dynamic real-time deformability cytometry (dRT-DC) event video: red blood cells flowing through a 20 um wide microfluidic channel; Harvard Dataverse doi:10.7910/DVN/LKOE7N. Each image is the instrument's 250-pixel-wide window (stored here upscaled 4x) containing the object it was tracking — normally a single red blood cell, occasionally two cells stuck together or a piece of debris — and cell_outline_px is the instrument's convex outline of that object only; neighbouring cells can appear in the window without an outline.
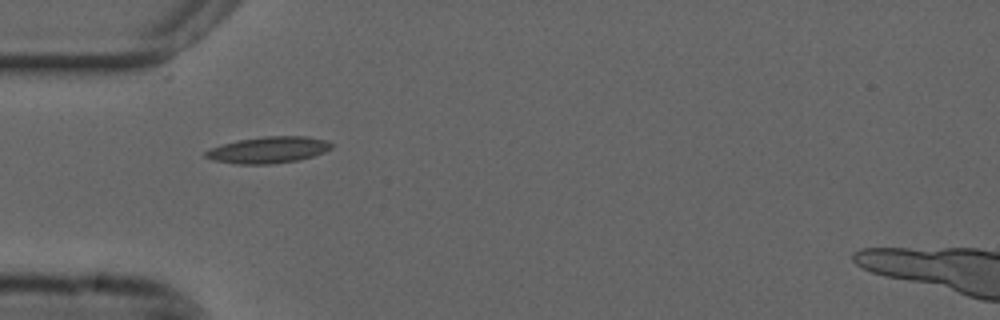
{"species": "common noctule bat (a hibernating species)", "species_latin": "Nyctalus noctula", "temperature_condition": "cold", "stored_images_in_passage": 39, "camera_frame_rate_fps": 3000, "um_per_image_px": 0.085, "animal": {"sex": "male", "forearm_length_mm": 52.5}, "frame": {"image": 1, "passage_image": 1, "time_ms": 0.0, "image_size_px": [1000, 320], "cell_outline_px": [[332, 148], [324, 152], [300, 160], [272, 164], [240, 164], [212, 160], [204, 156], [204, 152], [212, 148], [236, 140], [264, 136], [308, 136], [324, 140], [332, 144]], "centroid_in_image_um": [22.81, 12.74], "position_along_channel_um": 62.2, "area_um2": 19.36}}
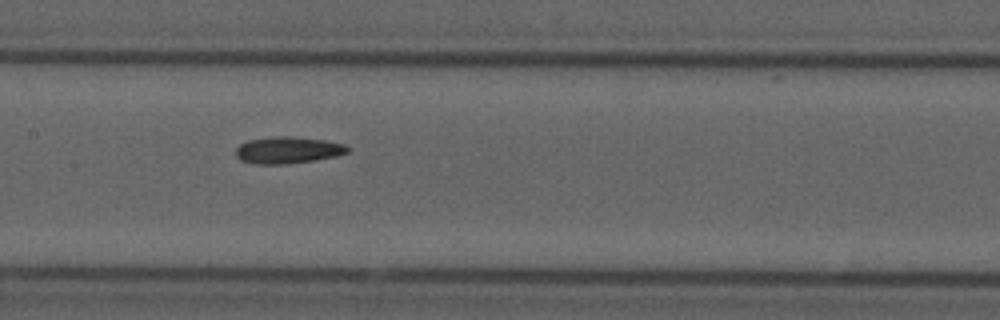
{"frame": {"image": 2, "passage_image": 11, "time_ms": 3.333, "image_size_px": [1000, 320], "cell_outline_px": [[352, 148], [348, 152], [336, 156], [312, 160], [284, 164], [252, 164], [240, 160], [236, 156], [236, 148], [240, 144], [248, 140], [276, 136], [292, 136], [324, 140], [344, 144]], "centroid_in_image_um": [24.46, 12.75], "position_along_channel_um": 182.9, "area_um2": 17.46}}
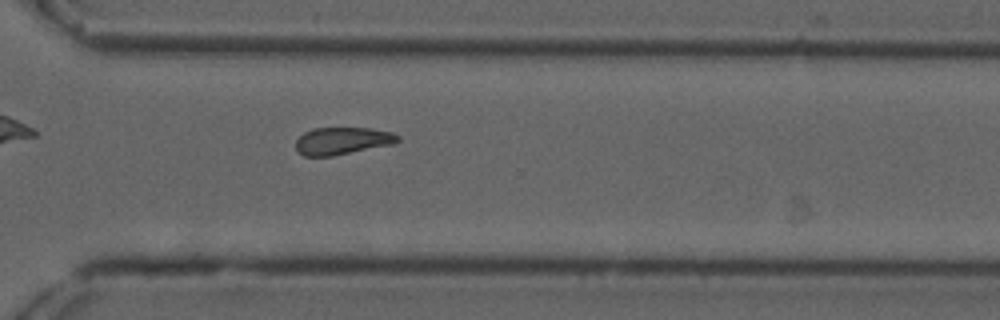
{"frame": {"image": 3, "passage_image": 24, "time_ms": 7.667, "image_size_px": [1000, 320], "cell_outline_px": [[400, 140], [392, 144], [332, 156], [304, 156], [296, 152], [296, 140], [304, 132], [312, 128], [372, 128], [392, 132], [400, 136]], "centroid_in_image_um": [29.08, 11.97], "position_along_channel_um": 341.5, "area_um2": 16.3}, "authors_computed_cell_mechanics": {"area_um2": 16.9354, "velocity_mm_per_s": 3.6724, "shape_relaxation_time_tau1_ms": null, "shape_relaxation_time_tau2_ms": 8.6946, "deformation_change_tau1": null, "deformation_change_tau2": 0.1618}}